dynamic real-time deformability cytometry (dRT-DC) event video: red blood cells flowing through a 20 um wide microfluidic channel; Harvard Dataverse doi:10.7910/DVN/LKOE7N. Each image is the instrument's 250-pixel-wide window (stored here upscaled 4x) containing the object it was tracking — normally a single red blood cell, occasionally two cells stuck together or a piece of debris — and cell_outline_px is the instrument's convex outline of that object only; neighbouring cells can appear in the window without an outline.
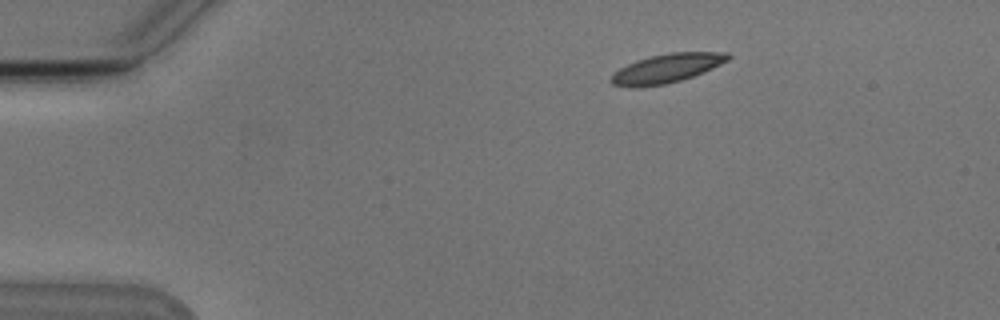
{"species": "Egyptian fruit bat (a non-hibernating species)", "species_latin": "Rousettus aegyptiacus", "temperature_condition": "cold", "stored_images_in_passage": 3, "camera_frame_rate_fps": 3000, "um_per_image_px": 0.085, "animal": {"sex": "male"}, "frame": {"image": 1, "passage_image": 1, "time_ms": 0.0, "image_size_px": [1000, 320], "cell_outline_px": [[732, 56], [728, 60], [712, 68], [692, 76], [680, 80], [664, 84], [632, 88], [612, 84], [608, 80], [620, 68], [636, 60], [668, 52], [728, 52]], "centroid_in_image_um": [56.66, 5.8], "position_along_channel_um": 28.3, "area_um2": 19.54}}